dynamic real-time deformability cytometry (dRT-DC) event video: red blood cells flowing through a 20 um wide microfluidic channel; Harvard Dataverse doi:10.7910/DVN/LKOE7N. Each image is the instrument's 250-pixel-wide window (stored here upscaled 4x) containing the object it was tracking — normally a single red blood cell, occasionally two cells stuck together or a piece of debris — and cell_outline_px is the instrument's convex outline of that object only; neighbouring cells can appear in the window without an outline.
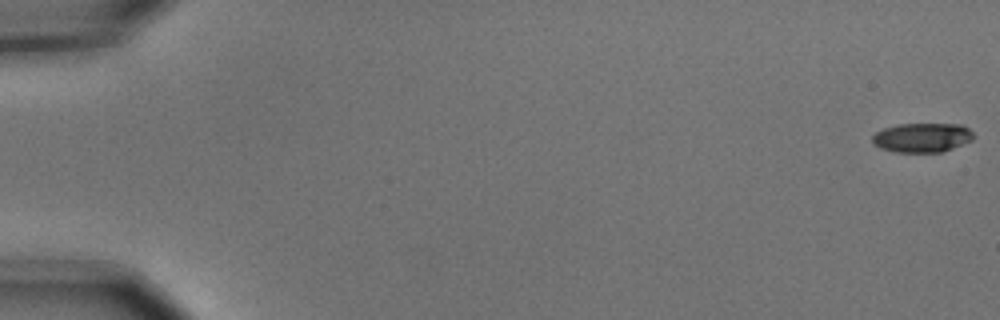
{"species": "common noctule bat (a hibernating species)", "species_latin": "Nyctalus noctula", "temperature_condition": "cold", "stored_images_in_passage": 6, "camera_frame_rate_fps": 3000, "um_per_image_px": 0.085, "animal": {"sex": "male", "body_mass_g": 15.6}, "frame": {"image": 1, "passage_image": 1, "time_ms": 0.0, "image_size_px": [1000, 320], "cell_outline_px": [[972, 140], [944, 152], [896, 152], [880, 148], [872, 144], [872, 136], [876, 132], [884, 128], [900, 124], [960, 124], [968, 128], [972, 132]], "centroid_in_image_um": [78.36, 11.7], "position_along_channel_um": 6.6, "area_um2": 17.28}}
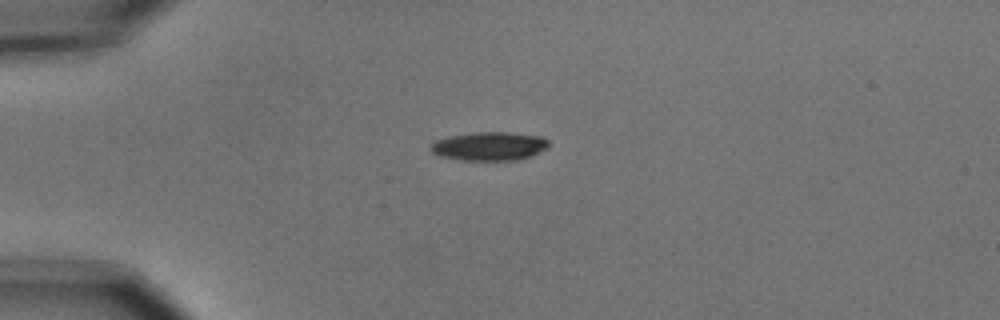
{"frame": {"image": 2, "passage_image": 5, "time_ms": 1.333, "image_size_px": [1000, 320], "cell_outline_px": [[548, 148], [532, 156], [516, 160], [460, 160], [440, 156], [432, 152], [428, 148], [428, 144], [432, 140], [448, 136], [476, 132], [508, 132], [540, 136], [548, 140]], "centroid_in_image_um": [41.54, 12.42], "position_along_channel_um": 43.5, "area_um2": 20.0}}